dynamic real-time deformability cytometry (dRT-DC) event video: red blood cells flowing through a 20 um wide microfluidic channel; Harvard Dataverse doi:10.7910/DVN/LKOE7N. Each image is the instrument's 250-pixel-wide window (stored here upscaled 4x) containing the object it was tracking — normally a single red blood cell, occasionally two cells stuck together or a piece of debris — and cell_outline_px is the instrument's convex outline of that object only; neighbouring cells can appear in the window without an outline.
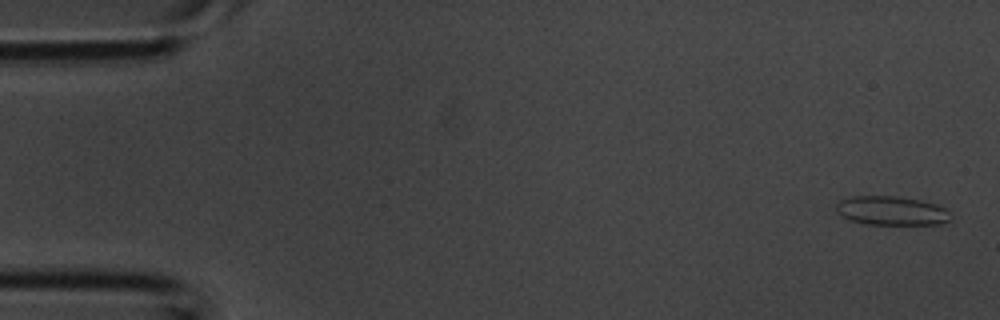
{"species": "common noctule bat (a hibernating species)", "species_latin": "Nyctalus noctula", "temperature_condition": "room temperature", "stored_images_in_passage": 2, "camera_frame_rate_fps": 3000, "um_per_image_px": 0.085, "animal": {"sex": "male", "body_mass_g": 20.1, "forearm_length_mm": 53.5}, "frame": {"image": 1, "passage_image": 2, "time_ms": 0.333, "image_size_px": [1000, 320], "cell_outline_px": [[948, 220], [944, 224], [864, 224], [852, 220], [836, 212], [836, 204], [840, 200], [852, 196], [896, 196], [920, 200], [936, 204], [944, 208], [948, 212]], "centroid_in_image_um": [75.75, 17.9], "position_along_channel_um": 9.3, "area_um2": 19.13}}